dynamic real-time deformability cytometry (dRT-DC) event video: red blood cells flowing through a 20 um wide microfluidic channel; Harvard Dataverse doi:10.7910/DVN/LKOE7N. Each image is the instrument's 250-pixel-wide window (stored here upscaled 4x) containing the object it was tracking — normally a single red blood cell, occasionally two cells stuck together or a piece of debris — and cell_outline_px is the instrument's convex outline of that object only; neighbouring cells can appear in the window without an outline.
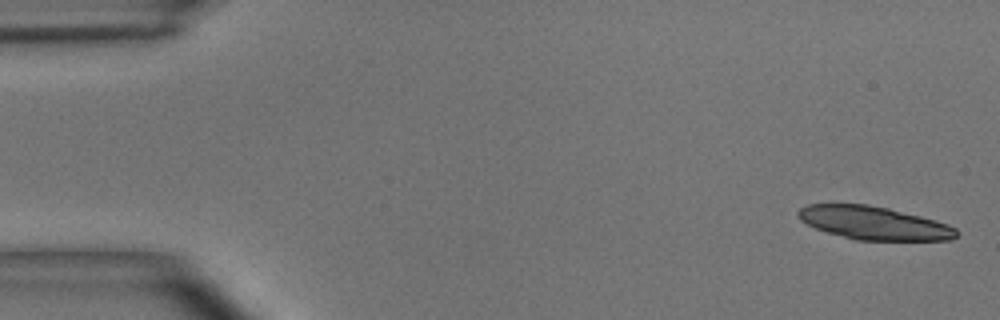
{"species": "common noctule bat (a hibernating species)", "species_latin": "Nyctalus noctula", "temperature_condition": "room temperature", "stored_images_in_passage": 5, "camera_frame_rate_fps": 3000, "um_per_image_px": 0.085, "animal": {"sex": "male", "body_mass_g": 15.6}, "frame": {"image": 1, "passage_image": 1, "time_ms": 0.0, "image_size_px": [1000, 320], "cell_outline_px": [[960, 232], [952, 240], [856, 240], [828, 232], [816, 228], [800, 220], [796, 216], [796, 212], [800, 208], [808, 204], [868, 204], [888, 208], [936, 220], [948, 224], [956, 228]], "centroid_in_image_um": [74.29, 18.95], "position_along_channel_um": 10.7, "area_um2": 30.63}}